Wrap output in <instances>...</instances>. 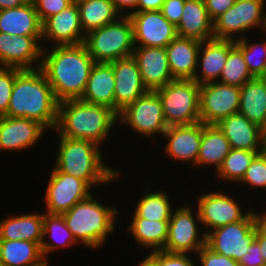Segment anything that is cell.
Wrapping results in <instances>:
<instances>
[{"label":"cell","instance_id":"74e56055","mask_svg":"<svg viewBox=\"0 0 266 266\" xmlns=\"http://www.w3.org/2000/svg\"><path fill=\"white\" fill-rule=\"evenodd\" d=\"M245 39L239 37L235 40V46L242 52L250 73L254 77H266V41L264 44L253 43L249 45Z\"/></svg>","mask_w":266,"mask_h":266},{"label":"cell","instance_id":"7bdbcfd3","mask_svg":"<svg viewBox=\"0 0 266 266\" xmlns=\"http://www.w3.org/2000/svg\"><path fill=\"white\" fill-rule=\"evenodd\" d=\"M198 253L202 266H240L237 261L214 252L206 245Z\"/></svg>","mask_w":266,"mask_h":266},{"label":"cell","instance_id":"bcb514c9","mask_svg":"<svg viewBox=\"0 0 266 266\" xmlns=\"http://www.w3.org/2000/svg\"><path fill=\"white\" fill-rule=\"evenodd\" d=\"M236 0H204L206 10L212 21L225 13Z\"/></svg>","mask_w":266,"mask_h":266},{"label":"cell","instance_id":"f1b7e54d","mask_svg":"<svg viewBox=\"0 0 266 266\" xmlns=\"http://www.w3.org/2000/svg\"><path fill=\"white\" fill-rule=\"evenodd\" d=\"M44 214L28 213L0 221V240H24L41 244Z\"/></svg>","mask_w":266,"mask_h":266},{"label":"cell","instance_id":"44dd1931","mask_svg":"<svg viewBox=\"0 0 266 266\" xmlns=\"http://www.w3.org/2000/svg\"><path fill=\"white\" fill-rule=\"evenodd\" d=\"M45 127L38 121L0 116V150H24L40 140Z\"/></svg>","mask_w":266,"mask_h":266},{"label":"cell","instance_id":"60d3db41","mask_svg":"<svg viewBox=\"0 0 266 266\" xmlns=\"http://www.w3.org/2000/svg\"><path fill=\"white\" fill-rule=\"evenodd\" d=\"M148 257L155 263V266H195L188 254L169 253L166 251H152Z\"/></svg>","mask_w":266,"mask_h":266},{"label":"cell","instance_id":"484cf974","mask_svg":"<svg viewBox=\"0 0 266 266\" xmlns=\"http://www.w3.org/2000/svg\"><path fill=\"white\" fill-rule=\"evenodd\" d=\"M114 89L115 78L112 65L110 63H95L80 100L106 106L115 112Z\"/></svg>","mask_w":266,"mask_h":266},{"label":"cell","instance_id":"277c9868","mask_svg":"<svg viewBox=\"0 0 266 266\" xmlns=\"http://www.w3.org/2000/svg\"><path fill=\"white\" fill-rule=\"evenodd\" d=\"M54 167L84 180L91 188L110 182L120 173L104 165L99 145L92 141L60 136Z\"/></svg>","mask_w":266,"mask_h":266},{"label":"cell","instance_id":"83f0119b","mask_svg":"<svg viewBox=\"0 0 266 266\" xmlns=\"http://www.w3.org/2000/svg\"><path fill=\"white\" fill-rule=\"evenodd\" d=\"M238 112L266 132V77H254L240 87Z\"/></svg>","mask_w":266,"mask_h":266},{"label":"cell","instance_id":"8d00e7d4","mask_svg":"<svg viewBox=\"0 0 266 266\" xmlns=\"http://www.w3.org/2000/svg\"><path fill=\"white\" fill-rule=\"evenodd\" d=\"M252 78H254V76L250 73L242 52L235 46L228 53L219 82L241 87Z\"/></svg>","mask_w":266,"mask_h":266},{"label":"cell","instance_id":"2e32d148","mask_svg":"<svg viewBox=\"0 0 266 266\" xmlns=\"http://www.w3.org/2000/svg\"><path fill=\"white\" fill-rule=\"evenodd\" d=\"M209 192L208 194L201 195L198 201V210L196 217L199 222L213 230L230 223H236L244 220L251 211L242 214L241 207L233 198L224 193Z\"/></svg>","mask_w":266,"mask_h":266},{"label":"cell","instance_id":"6da1fadb","mask_svg":"<svg viewBox=\"0 0 266 266\" xmlns=\"http://www.w3.org/2000/svg\"><path fill=\"white\" fill-rule=\"evenodd\" d=\"M40 69L45 74L58 102L80 99L85 91L90 71L96 63L84 43L59 45L44 54Z\"/></svg>","mask_w":266,"mask_h":266},{"label":"cell","instance_id":"c3c4849f","mask_svg":"<svg viewBox=\"0 0 266 266\" xmlns=\"http://www.w3.org/2000/svg\"><path fill=\"white\" fill-rule=\"evenodd\" d=\"M255 241L259 244L261 254L266 263V223L262 221L256 227Z\"/></svg>","mask_w":266,"mask_h":266},{"label":"cell","instance_id":"e0dca14e","mask_svg":"<svg viewBox=\"0 0 266 266\" xmlns=\"http://www.w3.org/2000/svg\"><path fill=\"white\" fill-rule=\"evenodd\" d=\"M115 78V113H119L148 90L143 85L135 58L131 55L110 62Z\"/></svg>","mask_w":266,"mask_h":266},{"label":"cell","instance_id":"816d5d0a","mask_svg":"<svg viewBox=\"0 0 266 266\" xmlns=\"http://www.w3.org/2000/svg\"><path fill=\"white\" fill-rule=\"evenodd\" d=\"M46 256H43L41 259H39L37 262L26 265V266H47V258L45 259Z\"/></svg>","mask_w":266,"mask_h":266},{"label":"cell","instance_id":"e575fe53","mask_svg":"<svg viewBox=\"0 0 266 266\" xmlns=\"http://www.w3.org/2000/svg\"><path fill=\"white\" fill-rule=\"evenodd\" d=\"M171 204L163 191L146 193L137 203L135 214L144 219L169 221L172 214Z\"/></svg>","mask_w":266,"mask_h":266},{"label":"cell","instance_id":"7dc6e473","mask_svg":"<svg viewBox=\"0 0 266 266\" xmlns=\"http://www.w3.org/2000/svg\"><path fill=\"white\" fill-rule=\"evenodd\" d=\"M165 0H138L136 11L133 12H146V11H160Z\"/></svg>","mask_w":266,"mask_h":266},{"label":"cell","instance_id":"f6af8a7d","mask_svg":"<svg viewBox=\"0 0 266 266\" xmlns=\"http://www.w3.org/2000/svg\"><path fill=\"white\" fill-rule=\"evenodd\" d=\"M238 264L240 266H266L259 244L255 240L250 244L246 254L242 256Z\"/></svg>","mask_w":266,"mask_h":266},{"label":"cell","instance_id":"1f68e13d","mask_svg":"<svg viewBox=\"0 0 266 266\" xmlns=\"http://www.w3.org/2000/svg\"><path fill=\"white\" fill-rule=\"evenodd\" d=\"M133 220L128 227L136 241L144 248L161 251L165 247L168 238L169 221H155L132 216Z\"/></svg>","mask_w":266,"mask_h":266},{"label":"cell","instance_id":"3957f363","mask_svg":"<svg viewBox=\"0 0 266 266\" xmlns=\"http://www.w3.org/2000/svg\"><path fill=\"white\" fill-rule=\"evenodd\" d=\"M117 121L118 115L106 106L70 99L58 103L55 131L60 136L88 140L100 145Z\"/></svg>","mask_w":266,"mask_h":266},{"label":"cell","instance_id":"ab89813d","mask_svg":"<svg viewBox=\"0 0 266 266\" xmlns=\"http://www.w3.org/2000/svg\"><path fill=\"white\" fill-rule=\"evenodd\" d=\"M21 69L0 67V116H6L16 76Z\"/></svg>","mask_w":266,"mask_h":266},{"label":"cell","instance_id":"30bf717a","mask_svg":"<svg viewBox=\"0 0 266 266\" xmlns=\"http://www.w3.org/2000/svg\"><path fill=\"white\" fill-rule=\"evenodd\" d=\"M264 3L265 0H236L233 6L213 21L214 39L235 41V33L247 32L260 25L264 28Z\"/></svg>","mask_w":266,"mask_h":266},{"label":"cell","instance_id":"8992f818","mask_svg":"<svg viewBox=\"0 0 266 266\" xmlns=\"http://www.w3.org/2000/svg\"><path fill=\"white\" fill-rule=\"evenodd\" d=\"M84 45L96 63H110L133 54V26L128 16L90 31Z\"/></svg>","mask_w":266,"mask_h":266},{"label":"cell","instance_id":"52a82bcc","mask_svg":"<svg viewBox=\"0 0 266 266\" xmlns=\"http://www.w3.org/2000/svg\"><path fill=\"white\" fill-rule=\"evenodd\" d=\"M162 101L167 126L200 121V85L194 80H174L155 90Z\"/></svg>","mask_w":266,"mask_h":266},{"label":"cell","instance_id":"ee69618b","mask_svg":"<svg viewBox=\"0 0 266 266\" xmlns=\"http://www.w3.org/2000/svg\"><path fill=\"white\" fill-rule=\"evenodd\" d=\"M185 0H165L160 12L175 27L179 24Z\"/></svg>","mask_w":266,"mask_h":266},{"label":"cell","instance_id":"db71d44e","mask_svg":"<svg viewBox=\"0 0 266 266\" xmlns=\"http://www.w3.org/2000/svg\"><path fill=\"white\" fill-rule=\"evenodd\" d=\"M260 219L262 222L266 223V213L264 215L260 213Z\"/></svg>","mask_w":266,"mask_h":266},{"label":"cell","instance_id":"9c48e42d","mask_svg":"<svg viewBox=\"0 0 266 266\" xmlns=\"http://www.w3.org/2000/svg\"><path fill=\"white\" fill-rule=\"evenodd\" d=\"M121 124H129L134 132L143 136H154L167 130L163 116L162 101L156 91L148 90L134 102L128 104L118 115Z\"/></svg>","mask_w":266,"mask_h":266},{"label":"cell","instance_id":"7402d4cb","mask_svg":"<svg viewBox=\"0 0 266 266\" xmlns=\"http://www.w3.org/2000/svg\"><path fill=\"white\" fill-rule=\"evenodd\" d=\"M163 136L168 138L166 154L175 160L191 161L196 166L202 140V122L168 126Z\"/></svg>","mask_w":266,"mask_h":266},{"label":"cell","instance_id":"b9f144b4","mask_svg":"<svg viewBox=\"0 0 266 266\" xmlns=\"http://www.w3.org/2000/svg\"><path fill=\"white\" fill-rule=\"evenodd\" d=\"M35 6L39 20L43 23L52 15L58 14L75 0H31Z\"/></svg>","mask_w":266,"mask_h":266},{"label":"cell","instance_id":"7a4b0ae2","mask_svg":"<svg viewBox=\"0 0 266 266\" xmlns=\"http://www.w3.org/2000/svg\"><path fill=\"white\" fill-rule=\"evenodd\" d=\"M58 103L40 68L22 70L15 78L6 116L32 119L55 129Z\"/></svg>","mask_w":266,"mask_h":266},{"label":"cell","instance_id":"4fadbf2b","mask_svg":"<svg viewBox=\"0 0 266 266\" xmlns=\"http://www.w3.org/2000/svg\"><path fill=\"white\" fill-rule=\"evenodd\" d=\"M134 46L165 48L177 37L176 27L160 11L130 12ZM139 44V45H137Z\"/></svg>","mask_w":266,"mask_h":266},{"label":"cell","instance_id":"ac0fdd59","mask_svg":"<svg viewBox=\"0 0 266 266\" xmlns=\"http://www.w3.org/2000/svg\"><path fill=\"white\" fill-rule=\"evenodd\" d=\"M132 56L147 90L155 91L174 81L165 48L135 46Z\"/></svg>","mask_w":266,"mask_h":266},{"label":"cell","instance_id":"ba28073f","mask_svg":"<svg viewBox=\"0 0 266 266\" xmlns=\"http://www.w3.org/2000/svg\"><path fill=\"white\" fill-rule=\"evenodd\" d=\"M261 222L254 210L241 221L206 231V246L214 252L239 262L255 240L256 227Z\"/></svg>","mask_w":266,"mask_h":266},{"label":"cell","instance_id":"f35d334b","mask_svg":"<svg viewBox=\"0 0 266 266\" xmlns=\"http://www.w3.org/2000/svg\"><path fill=\"white\" fill-rule=\"evenodd\" d=\"M240 182L266 189V150L254 157Z\"/></svg>","mask_w":266,"mask_h":266},{"label":"cell","instance_id":"ffe728a7","mask_svg":"<svg viewBox=\"0 0 266 266\" xmlns=\"http://www.w3.org/2000/svg\"><path fill=\"white\" fill-rule=\"evenodd\" d=\"M216 125L228 139L231 148L255 152L265 150L266 132L239 112L223 118Z\"/></svg>","mask_w":266,"mask_h":266},{"label":"cell","instance_id":"d6986e66","mask_svg":"<svg viewBox=\"0 0 266 266\" xmlns=\"http://www.w3.org/2000/svg\"><path fill=\"white\" fill-rule=\"evenodd\" d=\"M85 35L76 1L42 23V38L57 42L56 46L84 43Z\"/></svg>","mask_w":266,"mask_h":266},{"label":"cell","instance_id":"d590c367","mask_svg":"<svg viewBox=\"0 0 266 266\" xmlns=\"http://www.w3.org/2000/svg\"><path fill=\"white\" fill-rule=\"evenodd\" d=\"M261 152L232 148L217 170L221 179L239 183L254 157Z\"/></svg>","mask_w":266,"mask_h":266},{"label":"cell","instance_id":"f907efd6","mask_svg":"<svg viewBox=\"0 0 266 266\" xmlns=\"http://www.w3.org/2000/svg\"><path fill=\"white\" fill-rule=\"evenodd\" d=\"M29 0H0V10L22 6Z\"/></svg>","mask_w":266,"mask_h":266},{"label":"cell","instance_id":"681fc988","mask_svg":"<svg viewBox=\"0 0 266 266\" xmlns=\"http://www.w3.org/2000/svg\"><path fill=\"white\" fill-rule=\"evenodd\" d=\"M116 8V10L121 14V10L133 9L135 11L137 7L138 0H111Z\"/></svg>","mask_w":266,"mask_h":266},{"label":"cell","instance_id":"d4e9b609","mask_svg":"<svg viewBox=\"0 0 266 266\" xmlns=\"http://www.w3.org/2000/svg\"><path fill=\"white\" fill-rule=\"evenodd\" d=\"M177 36L200 42L213 39V21L210 19L204 0H185L183 13L176 26Z\"/></svg>","mask_w":266,"mask_h":266},{"label":"cell","instance_id":"836d02e7","mask_svg":"<svg viewBox=\"0 0 266 266\" xmlns=\"http://www.w3.org/2000/svg\"><path fill=\"white\" fill-rule=\"evenodd\" d=\"M47 234L53 238V242H46L44 239ZM77 243L72 235V232L66 225V222L62 215L44 213L43 220V240L40 244L43 256L48 255L49 252L55 250L58 247H68Z\"/></svg>","mask_w":266,"mask_h":266},{"label":"cell","instance_id":"603a6c76","mask_svg":"<svg viewBox=\"0 0 266 266\" xmlns=\"http://www.w3.org/2000/svg\"><path fill=\"white\" fill-rule=\"evenodd\" d=\"M200 45V41L177 36L165 47L174 80H194Z\"/></svg>","mask_w":266,"mask_h":266},{"label":"cell","instance_id":"4dcf8cb0","mask_svg":"<svg viewBox=\"0 0 266 266\" xmlns=\"http://www.w3.org/2000/svg\"><path fill=\"white\" fill-rule=\"evenodd\" d=\"M85 34L121 18L111 0H75Z\"/></svg>","mask_w":266,"mask_h":266},{"label":"cell","instance_id":"5b68a950","mask_svg":"<svg viewBox=\"0 0 266 266\" xmlns=\"http://www.w3.org/2000/svg\"><path fill=\"white\" fill-rule=\"evenodd\" d=\"M117 215L116 209L101 204L92 194L62 214L75 240L93 249L106 242L108 234L115 230Z\"/></svg>","mask_w":266,"mask_h":266},{"label":"cell","instance_id":"8fae6325","mask_svg":"<svg viewBox=\"0 0 266 266\" xmlns=\"http://www.w3.org/2000/svg\"><path fill=\"white\" fill-rule=\"evenodd\" d=\"M240 87L209 82L200 85V121L217 124L223 118L238 113Z\"/></svg>","mask_w":266,"mask_h":266},{"label":"cell","instance_id":"9a60e30c","mask_svg":"<svg viewBox=\"0 0 266 266\" xmlns=\"http://www.w3.org/2000/svg\"><path fill=\"white\" fill-rule=\"evenodd\" d=\"M181 207V208H180ZM173 211L169 220L168 238L163 251L169 253H196L206 244V234L198 238L196 219L189 206H180Z\"/></svg>","mask_w":266,"mask_h":266},{"label":"cell","instance_id":"cb8c5ba5","mask_svg":"<svg viewBox=\"0 0 266 266\" xmlns=\"http://www.w3.org/2000/svg\"><path fill=\"white\" fill-rule=\"evenodd\" d=\"M234 47L235 41L233 40L213 38L201 42L198 51L197 66L201 65L200 68H202V75H198V73H196L194 81H196L199 85L215 82V80L217 82V79L220 78L222 69L226 63L228 53ZM200 60L201 62H199Z\"/></svg>","mask_w":266,"mask_h":266},{"label":"cell","instance_id":"f5cc1de1","mask_svg":"<svg viewBox=\"0 0 266 266\" xmlns=\"http://www.w3.org/2000/svg\"><path fill=\"white\" fill-rule=\"evenodd\" d=\"M138 266H155V263L147 256Z\"/></svg>","mask_w":266,"mask_h":266},{"label":"cell","instance_id":"4316f807","mask_svg":"<svg viewBox=\"0 0 266 266\" xmlns=\"http://www.w3.org/2000/svg\"><path fill=\"white\" fill-rule=\"evenodd\" d=\"M0 32L11 36H42V23L33 2L0 10Z\"/></svg>","mask_w":266,"mask_h":266},{"label":"cell","instance_id":"7c38bea8","mask_svg":"<svg viewBox=\"0 0 266 266\" xmlns=\"http://www.w3.org/2000/svg\"><path fill=\"white\" fill-rule=\"evenodd\" d=\"M51 171L45 193L47 213L62 215L92 194L84 180L59 172L55 167Z\"/></svg>","mask_w":266,"mask_h":266},{"label":"cell","instance_id":"5bb4252c","mask_svg":"<svg viewBox=\"0 0 266 266\" xmlns=\"http://www.w3.org/2000/svg\"><path fill=\"white\" fill-rule=\"evenodd\" d=\"M42 36L9 35L0 32V67L34 70L41 66ZM40 58V59H39ZM39 64L34 68L33 63Z\"/></svg>","mask_w":266,"mask_h":266},{"label":"cell","instance_id":"f546056e","mask_svg":"<svg viewBox=\"0 0 266 266\" xmlns=\"http://www.w3.org/2000/svg\"><path fill=\"white\" fill-rule=\"evenodd\" d=\"M231 149L228 139L216 124L202 123V140L197 166L213 164L217 171Z\"/></svg>","mask_w":266,"mask_h":266},{"label":"cell","instance_id":"d6a6232c","mask_svg":"<svg viewBox=\"0 0 266 266\" xmlns=\"http://www.w3.org/2000/svg\"><path fill=\"white\" fill-rule=\"evenodd\" d=\"M43 257L38 243L24 240H0V266H26Z\"/></svg>","mask_w":266,"mask_h":266}]
</instances>
